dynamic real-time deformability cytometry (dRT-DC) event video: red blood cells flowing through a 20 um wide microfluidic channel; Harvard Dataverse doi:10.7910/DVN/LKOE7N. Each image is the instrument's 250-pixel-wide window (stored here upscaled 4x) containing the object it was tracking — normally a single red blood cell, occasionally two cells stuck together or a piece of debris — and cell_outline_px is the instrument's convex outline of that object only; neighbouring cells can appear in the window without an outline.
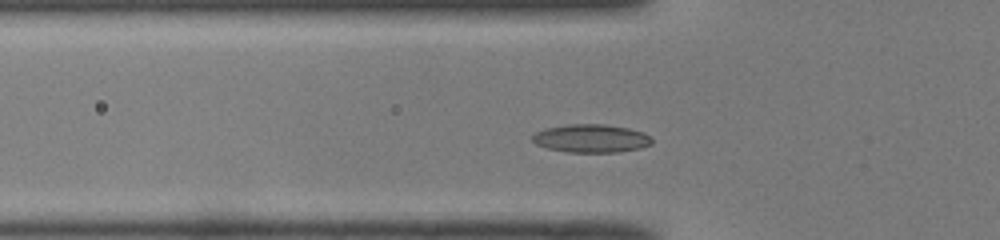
{"species": "common noctule bat (a hibernating species)", "species_latin": "Nyctalus noctula", "temperature_condition": "room temperature", "stored_images_in_passage": 41, "camera_frame_rate_fps": 3000, "um_per_image_px": 0.085, "animal": {"sex": "male", "body_mass_g": 19.0, "forearm_length_mm": 50.8}, "frame": {"image": 1, "passage_image": 7, "time_ms": 2.0, "image_size_px": [1000, 240], "cell_outline_px": [[652, 144], [640, 148], [620, 152], [568, 152], [548, 148], [536, 144], [532, 140], [532, 136], [536, 132], [544, 128], [568, 124], [604, 124], [628, 128], [644, 132], [652, 136]], "centroid_in_image_um": [50.27, 11.76], "position_along_channel_um": 75.5, "area_um2": 19.77}}
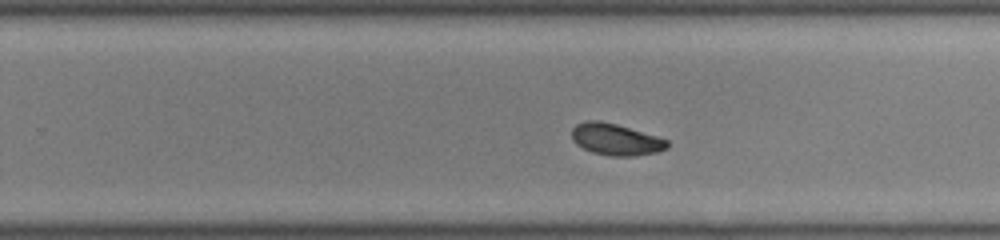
{"frame": {"image": 2, "passage_image": 22, "time_ms": 7.0, "image_size_px": [1000, 240], "cell_outline_px": [[668, 148], [656, 152], [636, 156], [608, 156], [592, 152], [576, 144], [572, 140], [572, 128], [576, 124], [584, 120], [600, 120], [616, 124], [656, 136], [668, 140]], "centroid_in_image_um": [52.31, 11.85], "position_along_channel_um": 277.5, "area_um2": 17.63}}
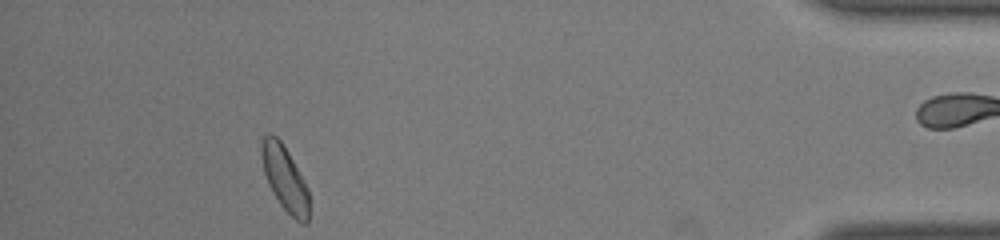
{"frame": {"image": 3, "passage_image": 36, "time_ms": 11.667, "image_size_px": [1000, 240], "cell_outline_px": [[308, 224], [300, 224], [280, 204], [272, 192], [268, 184], [264, 172], [260, 152], [260, 144], [264, 136], [268, 132], [272, 132], [280, 140], [288, 152], [304, 180], [308, 188]], "centroid_in_image_um": [24.19, 15.14], "position_along_channel_um": 411.0, "area_um2": 18.03}, "authors_computed_cell_mechanics": {"area_um2": 17.6868, "velocity_mm_per_s": 4.0527, "shape_relaxation_time_tau1_ms": null, "shape_relaxation_time_tau2_ms": 4.4755, "deformation_change_tau1": null, "deformation_change_tau2": 0.0808}}